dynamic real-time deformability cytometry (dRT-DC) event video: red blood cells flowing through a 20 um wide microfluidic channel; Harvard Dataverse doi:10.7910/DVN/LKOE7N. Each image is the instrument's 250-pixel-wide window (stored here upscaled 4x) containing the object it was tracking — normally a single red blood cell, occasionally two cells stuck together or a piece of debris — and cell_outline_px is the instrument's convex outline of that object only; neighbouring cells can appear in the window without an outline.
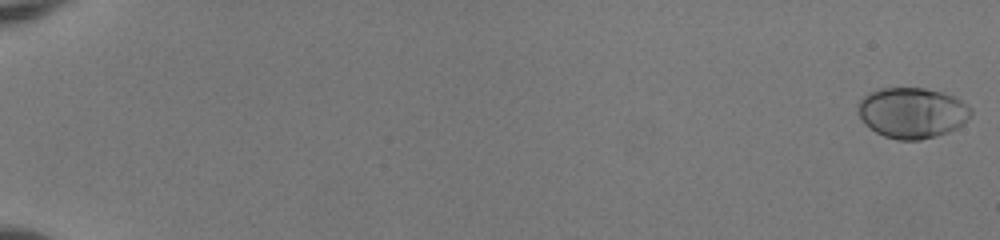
{"species": "human", "species_latin": "Homo sapiens", "temperature_condition": "room temperature", "stored_images_in_passage": 54, "camera_frame_rate_fps": 3000, "um_per_image_px": 0.085, "donor": {"sex": "female"}, "frame": {"image": 1, "passage_image": 1, "time_ms": 0.0, "image_size_px": [1000, 240], "cell_outline_px": [[972, 116], [968, 120], [956, 128], [948, 132], [936, 136], [920, 140], [896, 140], [884, 136], [876, 132], [864, 124], [860, 116], [860, 100], [868, 92], [880, 88], [924, 88], [940, 92], [952, 96], [960, 100], [972, 108]], "centroid_in_image_um": [77.55, 9.59], "position_along_channel_um": 7.5, "area_um2": 33.23}}
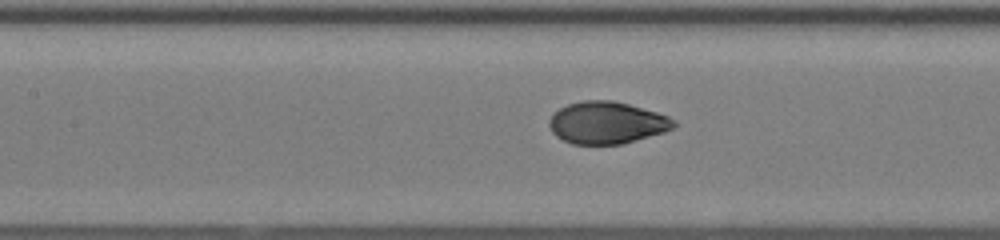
{"frame": {"image": 2, "passage_image": 28, "time_ms": 9.0, "image_size_px": [1000, 240], "cell_outline_px": [[676, 124], [672, 128], [664, 132], [620, 144], [572, 144], [556, 136], [552, 132], [548, 124], [548, 120], [560, 108], [568, 104], [584, 100], [612, 100], [628, 104], [656, 112], [668, 116], [676, 120]], "centroid_in_image_um": [51.57, 10.43], "position_along_channel_um": 155.8, "area_um2": 30.35}}
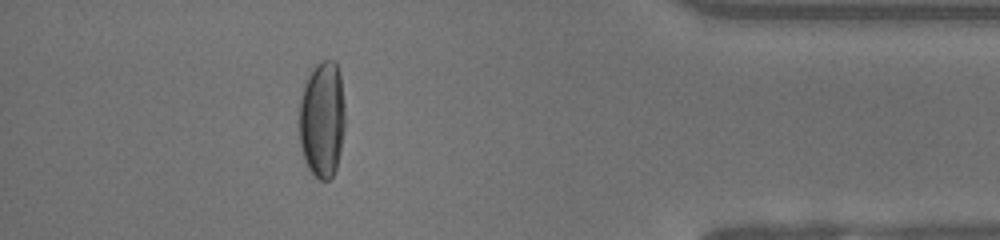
{"frame": {"image": 3, "passage_image": 49, "time_ms": 16.0, "image_size_px": [1000, 240], "cell_outline_px": [[344, 128], [340, 152], [336, 168], [332, 176], [328, 180], [320, 180], [308, 168], [304, 160], [300, 144], [296, 120], [300, 100], [304, 84], [308, 76], [316, 64], [324, 60], [336, 60], [340, 72], [344, 104]], "centroid_in_image_um": [27.35, 10.13], "position_along_channel_um": 407.8, "area_um2": 31.79}, "authors_computed_cell_mechanics": {"area_um2": 31.212, "velocity_mm_per_s": 4.048, "shape_relaxation_time_tau1_ms": 5.0835, "shape_relaxation_time_tau2_ms": null, "deformation_change_tau1": 0.2208, "deformation_change_tau2": null}}